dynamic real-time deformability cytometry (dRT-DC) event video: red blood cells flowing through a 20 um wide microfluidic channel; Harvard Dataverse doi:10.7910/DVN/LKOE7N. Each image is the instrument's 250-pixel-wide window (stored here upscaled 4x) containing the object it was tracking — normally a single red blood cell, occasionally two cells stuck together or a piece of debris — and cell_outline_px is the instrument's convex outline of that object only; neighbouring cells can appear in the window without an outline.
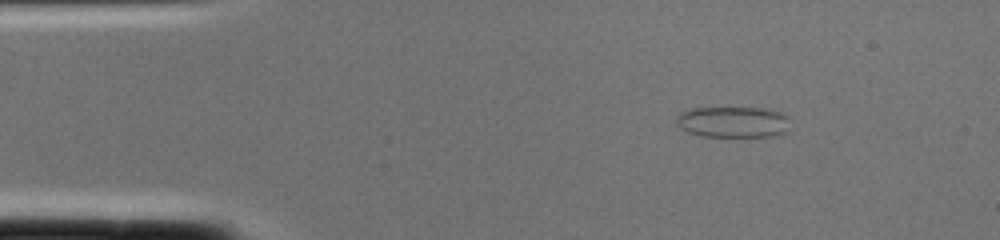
{"species": "common noctule bat (a hibernating species)", "species_latin": "Nyctalus noctula", "temperature_condition": "cold", "stored_images_in_passage": 1, "camera_frame_rate_fps": 3000, "um_per_image_px": 0.085, "animal": {"sex": "female", "body_mass_g": 22.0, "forearm_length_mm": 56.7}, "frame": {"image": 1, "passage_image": 1, "time_ms": 0.0, "image_size_px": [1000, 240], "cell_outline_px": [[788, 132], [772, 136], [700, 136], [688, 132], [680, 128], [676, 124], [676, 116], [680, 112], [688, 108], [764, 108], [780, 112], [784, 116]], "centroid_in_image_um": [62.22, 10.37], "position_along_channel_um": 22.8, "area_um2": 20.46}}